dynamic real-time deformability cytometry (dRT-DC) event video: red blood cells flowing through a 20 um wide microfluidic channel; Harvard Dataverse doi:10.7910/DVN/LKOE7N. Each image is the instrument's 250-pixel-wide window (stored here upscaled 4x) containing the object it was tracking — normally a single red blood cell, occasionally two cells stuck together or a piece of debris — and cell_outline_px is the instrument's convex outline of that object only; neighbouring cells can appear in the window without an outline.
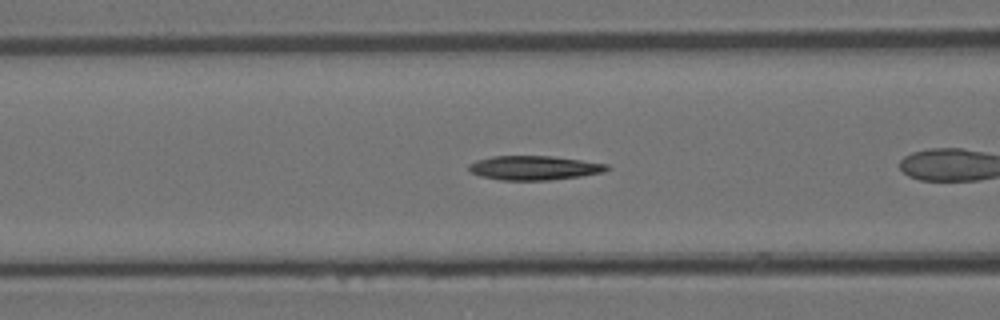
{"species": "Egyptian fruit bat (a non-hibernating species)", "species_latin": "Rousettus aegyptiacus", "temperature_condition": "room temperature", "stored_images_in_passage": 36, "camera_frame_rate_fps": 3000, "um_per_image_px": 0.085, "animal": {"sex": "female"}, "frame": {"image": 1, "passage_image": 5, "time_ms": 1.333, "image_size_px": [1000, 320], "cell_outline_px": [[612, 168], [604, 172], [580, 176], [548, 180], [500, 180], [480, 176], [468, 172], [468, 164], [476, 160], [492, 156], [552, 156], [608, 164]], "centroid_in_image_um": [45.37, 14.27], "position_along_channel_um": 121.2, "area_um2": 19.59}}
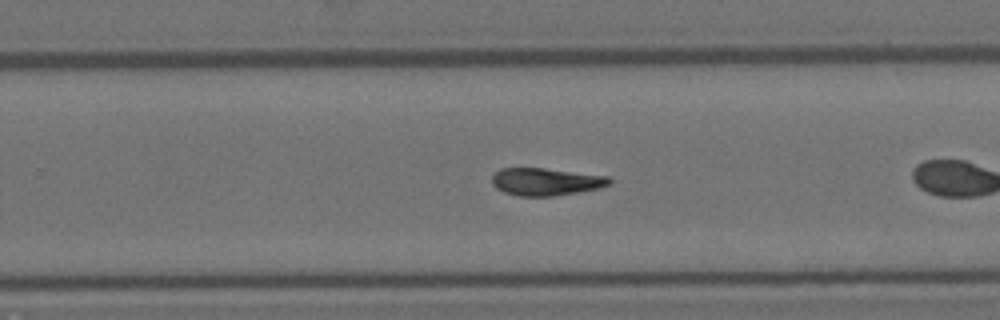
{"frame": {"image": 2, "passage_image": 17, "time_ms": 5.333, "image_size_px": [1000, 320], "cell_outline_px": [[612, 184], [600, 188], [552, 196], [520, 196], [504, 192], [496, 188], [492, 184], [492, 176], [500, 168], [544, 168], [608, 176], [612, 180]], "centroid_in_image_um": [46.4, 15.44], "position_along_channel_um": 283.4, "area_um2": 18.79}}
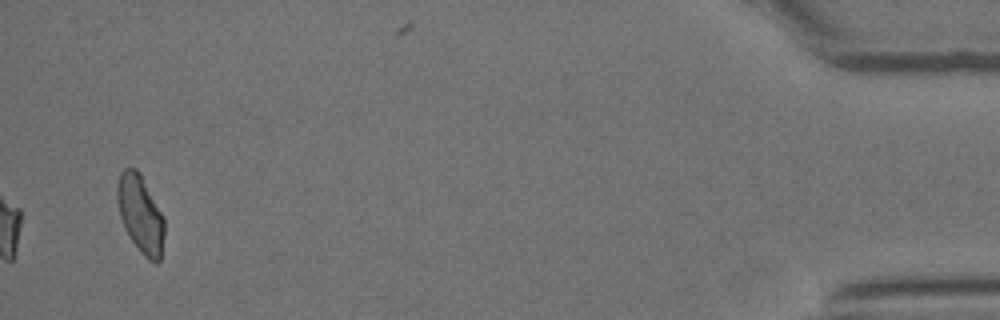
{"frame": {"image": 3, "passage_image": 36, "time_ms": 11.667, "image_size_px": [1000, 320], "cell_outline_px": [[164, 236], [160, 260], [156, 264], [148, 260], [144, 256], [132, 240], [124, 228], [120, 216], [116, 200], [116, 184], [120, 172], [124, 168], [136, 168], [140, 172], [164, 216]], "centroid_in_image_um": [11.93, 18.17], "position_along_channel_um": 423.3, "area_um2": 21.62}, "authors_computed_cell_mechanics": {"area_um2": 18.785, "velocity_mm_per_s": 4.056, "shape_relaxation_time_tau1_ms": null, "shape_relaxation_time_tau2_ms": 5.7197, "deformation_change_tau1": null, "deformation_change_tau2": 0.1345}}